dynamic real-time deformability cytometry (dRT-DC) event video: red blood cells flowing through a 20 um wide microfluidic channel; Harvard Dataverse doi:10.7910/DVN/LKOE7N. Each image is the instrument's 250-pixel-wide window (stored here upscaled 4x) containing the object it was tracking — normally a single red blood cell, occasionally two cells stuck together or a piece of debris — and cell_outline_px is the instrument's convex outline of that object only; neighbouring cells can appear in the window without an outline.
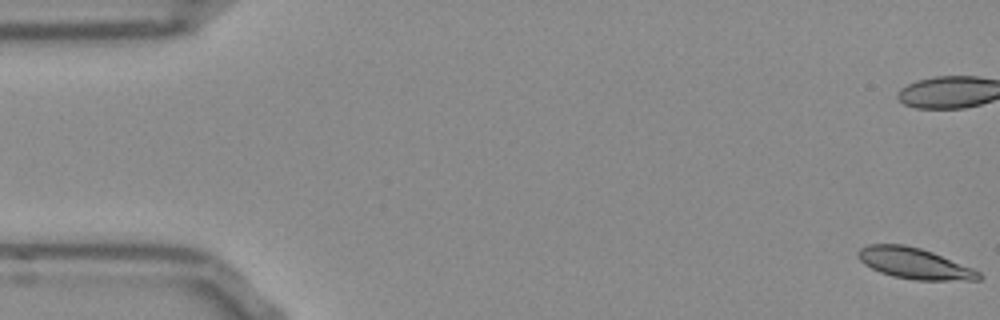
{"species": "Egyptian fruit bat (a non-hibernating species)", "species_latin": "Rousettus aegyptiacus", "temperature_condition": "room temperature", "stored_images_in_passage": 11, "camera_frame_rate_fps": 3000, "um_per_image_px": 0.085, "frame": {"image": 1, "passage_image": 1, "time_ms": 0.0, "image_size_px": [1000, 320], "cell_outline_px": [[984, 276], [980, 280], [916, 280], [892, 276], [880, 272], [864, 264], [856, 256], [856, 252], [860, 248], [868, 244], [904, 244], [920, 248], [932, 252], [972, 268], [980, 272]], "centroid_in_image_um": [77.7, 22.38], "position_along_channel_um": 7.3, "area_um2": 21.79}}